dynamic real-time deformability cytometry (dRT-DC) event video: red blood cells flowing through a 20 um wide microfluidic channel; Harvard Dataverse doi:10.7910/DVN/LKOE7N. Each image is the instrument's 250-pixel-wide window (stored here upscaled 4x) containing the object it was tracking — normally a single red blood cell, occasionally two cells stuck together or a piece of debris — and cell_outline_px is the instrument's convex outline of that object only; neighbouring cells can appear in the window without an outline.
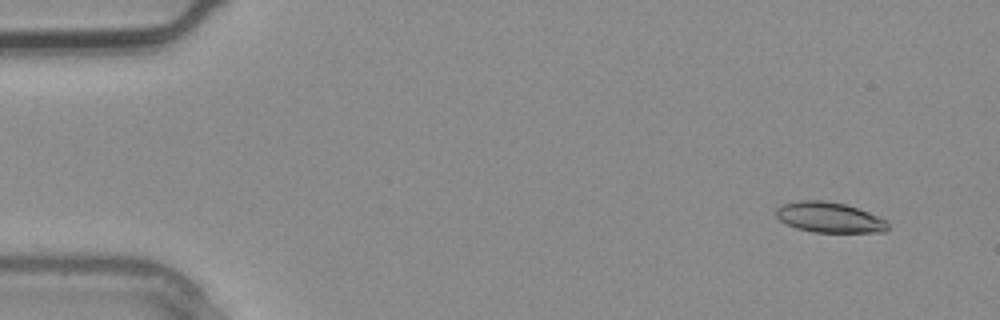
{"species": "common noctule bat (a hibernating species)", "species_latin": "Nyctalus noctula", "temperature_condition": "warm", "stored_images_in_passage": 2, "camera_frame_rate_fps": 3000, "um_per_image_px": 0.085, "animal": {"sex": "male", "body_mass_g": 20.4}, "frame": {"image": 1, "passage_image": 1, "time_ms": 0.0, "image_size_px": [1000, 320], "cell_outline_px": [[888, 228], [884, 232], [816, 232], [796, 228], [780, 220], [776, 216], [776, 208], [780, 204], [800, 200], [824, 200], [844, 204], [868, 212], [888, 220]], "centroid_in_image_um": [70.49, 18.47], "position_along_channel_um": 14.5, "area_um2": 19.77}}